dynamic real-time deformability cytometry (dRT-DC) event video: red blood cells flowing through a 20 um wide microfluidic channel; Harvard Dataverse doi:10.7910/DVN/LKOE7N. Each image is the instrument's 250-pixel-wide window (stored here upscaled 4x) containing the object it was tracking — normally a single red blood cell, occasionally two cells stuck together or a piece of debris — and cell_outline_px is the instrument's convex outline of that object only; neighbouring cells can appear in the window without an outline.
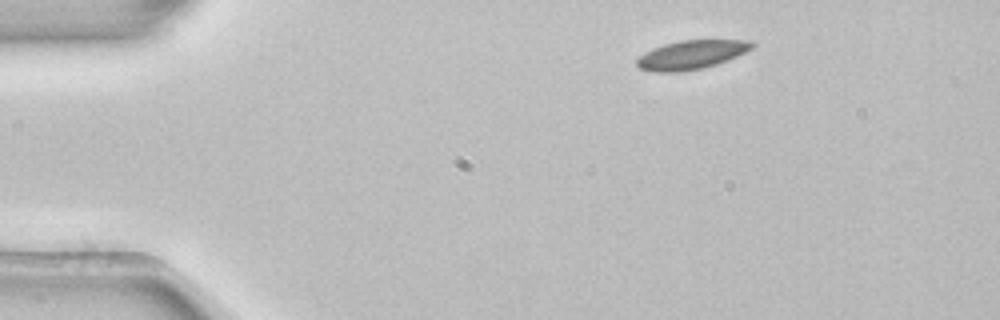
{"species": "common noctule bat (a hibernating species)", "species_latin": "Nyctalus noctula", "temperature_condition": "room temperature", "stored_images_in_passage": 4, "camera_frame_rate_fps": 3000, "um_per_image_px": 0.085, "animal": {"sex": "female", "body_mass_g": 22.7, "forearm_length_mm": 54.2}, "frame": {"image": 1, "passage_image": 1, "time_ms": 0.0, "image_size_px": [1000, 320], "cell_outline_px": [[756, 44], [752, 48], [736, 56], [716, 64], [700, 68], [680, 72], [652, 72], [640, 68], [636, 64], [636, 60], [644, 52], [652, 48], [664, 44], [680, 40], [748, 40]], "centroid_in_image_um": [58.72, 4.65], "position_along_channel_um": 26.3, "area_um2": 19.25}}